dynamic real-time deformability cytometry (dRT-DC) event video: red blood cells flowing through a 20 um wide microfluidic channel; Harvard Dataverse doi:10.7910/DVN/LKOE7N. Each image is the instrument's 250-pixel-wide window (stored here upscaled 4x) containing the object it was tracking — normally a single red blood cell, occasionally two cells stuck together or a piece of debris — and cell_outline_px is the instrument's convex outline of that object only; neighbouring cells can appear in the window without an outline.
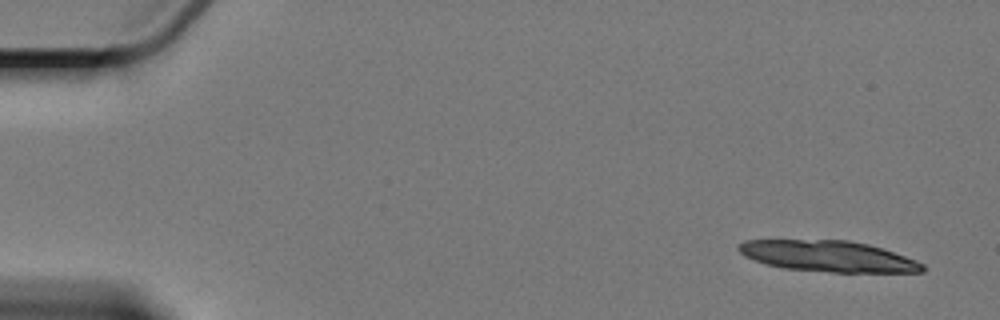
{"species": "Egyptian fruit bat (a non-hibernating species)", "species_latin": "Rousettus aegyptiacus", "temperature_condition": "cold", "stored_images_in_passage": 6, "camera_frame_rate_fps": 3000, "um_per_image_px": 0.085, "animal": {"sex": "female"}, "frame": {"image": 1, "passage_image": 1, "time_ms": 0.0, "image_size_px": [1000, 320], "cell_outline_px": [[924, 272], [832, 272], [784, 268], [768, 264], [744, 256], [736, 248], [744, 240], [848, 240], [868, 244], [884, 248], [916, 260], [924, 264]], "centroid_in_image_um": [70.42, 21.77], "position_along_channel_um": 14.6, "area_um2": 33.12}}